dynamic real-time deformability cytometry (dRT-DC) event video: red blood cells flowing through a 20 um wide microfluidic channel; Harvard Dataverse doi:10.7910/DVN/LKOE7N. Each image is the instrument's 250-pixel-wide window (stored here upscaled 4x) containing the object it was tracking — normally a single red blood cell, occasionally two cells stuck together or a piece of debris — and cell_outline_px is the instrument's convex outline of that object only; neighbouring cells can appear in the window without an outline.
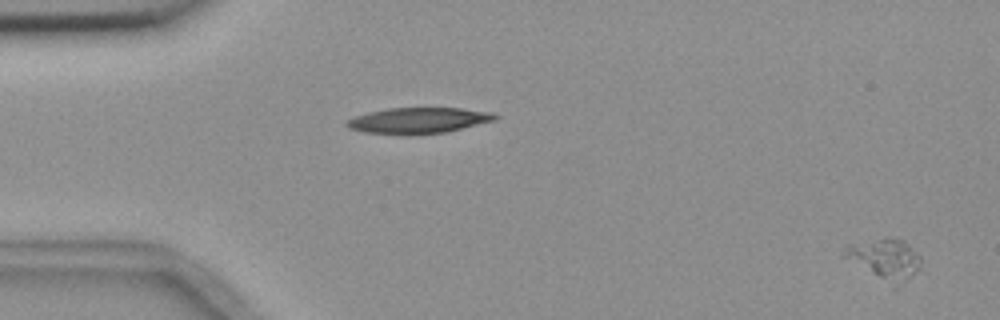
{"species": "common noctule bat (a hibernating species)", "species_latin": "Nyctalus noctula", "temperature_condition": "room temperature", "stored_images_in_passage": 3, "segment_of_instrument_passage": [2, 2], "camera_frame_rate_fps": 3000, "um_per_image_px": 0.085, "animal": {"sex": "female", "body_mass_g": 18.4}, "frame": {"image": 1, "passage_image": 3, "time_ms": 2.667, "image_size_px": [1000, 320], "cell_outline_px": [[920, 268], [896, 288], [892, 288], [840, 256], [844, 248], [848, 244], [884, 236], [904, 240], [920, 256]], "centroid_in_image_um": [75.15, 22.03], "position_along_channel_um": 9.9, "area_um2": 18.84}}